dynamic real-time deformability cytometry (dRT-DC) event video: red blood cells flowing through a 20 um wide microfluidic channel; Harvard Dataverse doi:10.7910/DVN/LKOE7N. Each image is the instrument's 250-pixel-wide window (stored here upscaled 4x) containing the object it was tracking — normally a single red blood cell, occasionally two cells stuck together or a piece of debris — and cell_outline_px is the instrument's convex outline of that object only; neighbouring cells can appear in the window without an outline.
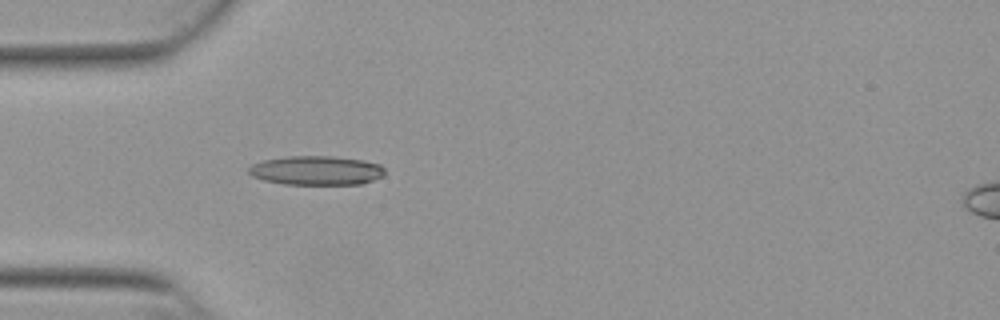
{"species": "Egyptian fruit bat (a non-hibernating species)", "species_latin": "Rousettus aegyptiacus", "temperature_condition": "warm", "stored_images_in_passage": 52, "camera_frame_rate_fps": 3000, "um_per_image_px": 0.085, "animal": {"sex": "female"}, "frame": {"image": 1, "passage_image": 15, "time_ms": 4.667, "image_size_px": [1000, 320], "cell_outline_px": [[384, 176], [360, 184], [284, 184], [264, 180], [252, 176], [248, 172], [248, 168], [252, 164], [264, 160], [288, 156], [332, 156], [364, 160], [380, 164], [384, 168]], "centroid_in_image_um": [26.9, 14.48], "position_along_channel_um": 58.1, "area_um2": 23.12}}
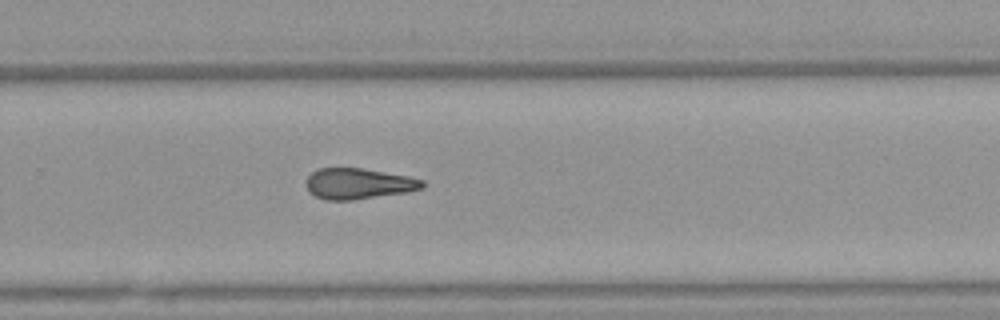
{"frame": {"image": 2, "passage_image": 34, "time_ms": 11.0, "image_size_px": [1000, 320], "cell_outline_px": [[424, 188], [408, 192], [352, 200], [324, 200], [308, 192], [304, 184], [304, 180], [316, 168], [364, 168], [408, 176], [424, 180]], "centroid_in_image_um": [30.43, 15.61], "position_along_channel_um": 299.4, "area_um2": 21.21}}
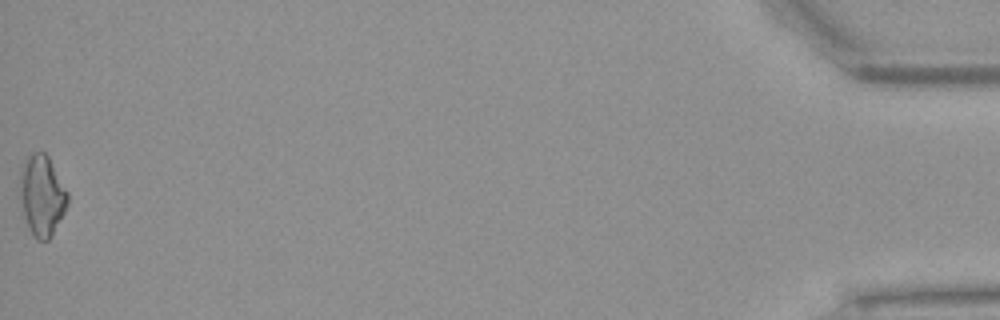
{"frame": {"image": 3, "passage_image": 52, "time_ms": 17.0, "image_size_px": [1000, 320], "cell_outline_px": [[68, 204], [52, 236], [48, 240], [36, 240], [32, 236], [24, 216], [16, 192], [20, 168], [24, 160], [32, 152], [44, 152], [48, 156], [68, 192]], "centroid_in_image_um": [3.51, 16.61], "position_along_channel_um": 431.7, "area_um2": 23.12}, "authors_computed_cell_mechanics": {"area_um2": 21.6172, "velocity_mm_per_s": 3.881, "shape_relaxation_time_tau1_ms": null, "shape_relaxation_time_tau2_ms": 5.5062, "deformation_change_tau1": null, "deformation_change_tau2": 0.1686}}